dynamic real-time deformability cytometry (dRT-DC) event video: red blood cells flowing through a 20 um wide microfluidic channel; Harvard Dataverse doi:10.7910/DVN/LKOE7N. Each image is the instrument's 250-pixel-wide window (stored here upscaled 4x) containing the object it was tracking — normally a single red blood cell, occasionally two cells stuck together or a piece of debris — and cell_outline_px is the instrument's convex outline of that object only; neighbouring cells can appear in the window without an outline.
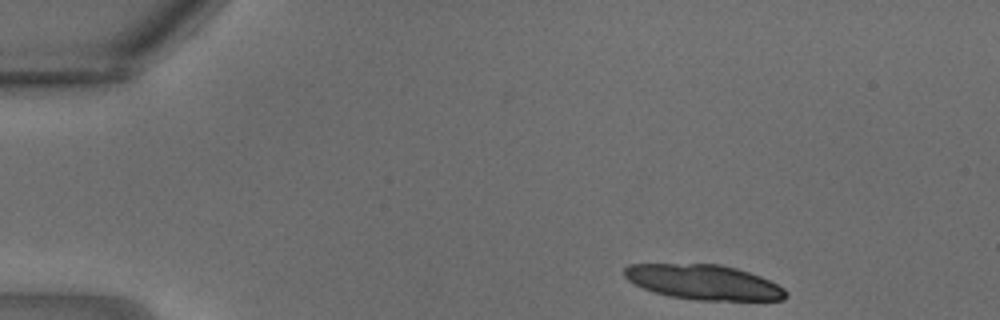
{"species": "common noctule bat (a hibernating species)", "species_latin": "Nyctalus noctula", "temperature_condition": "warm", "stored_images_in_passage": 6, "camera_frame_rate_fps": 3000, "um_per_image_px": 0.085, "animal": {"sex": "male", "body_mass_g": 18.8}, "frame": {"image": 1, "passage_image": 1, "time_ms": 0.0, "image_size_px": [1000, 320], "cell_outline_px": [[788, 296], [784, 300], [696, 300], [668, 296], [644, 288], [628, 280], [624, 276], [624, 268], [628, 264], [720, 264], [736, 268], [760, 276], [784, 288], [788, 292]], "centroid_in_image_um": [59.82, 23.98], "position_along_channel_um": 25.2, "area_um2": 32.77}}